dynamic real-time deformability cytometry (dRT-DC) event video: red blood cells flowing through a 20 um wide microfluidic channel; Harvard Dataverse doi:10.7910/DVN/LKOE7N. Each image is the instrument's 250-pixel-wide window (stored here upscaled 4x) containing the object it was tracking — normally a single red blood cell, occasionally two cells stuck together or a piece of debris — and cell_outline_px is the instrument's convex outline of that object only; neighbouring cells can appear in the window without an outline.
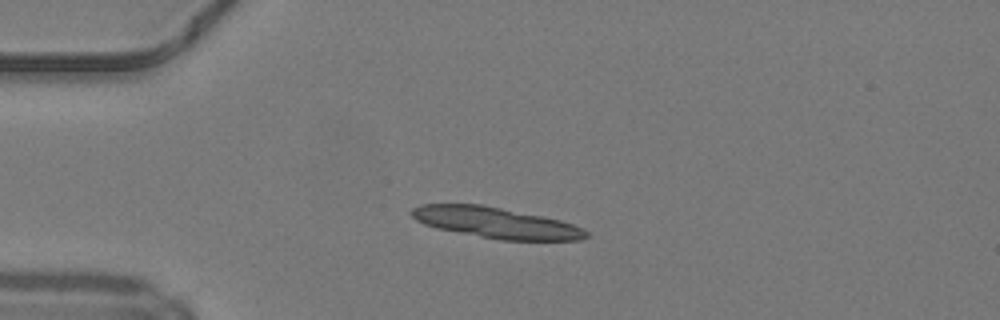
{"species": "common noctule bat (a hibernating species)", "species_latin": "Nyctalus noctula", "temperature_condition": "warm", "stored_images_in_passage": 29, "segment_of_instrument_passage": [1, 2], "camera_frame_rate_fps": 3000, "um_per_image_px": 0.085, "animal": {"sex": "male", "body_mass_g": 19.2, "forearm_length_mm": 51.8}, "frame": {"image": 1, "passage_image": 1, "time_ms": 0.0, "image_size_px": [1000, 320], "cell_outline_px": [[588, 236], [580, 240], [500, 240], [436, 228], [424, 224], [416, 220], [412, 216], [412, 208], [420, 204], [480, 204], [560, 220], [584, 228], [588, 232]], "centroid_in_image_um": [42.15, 18.93], "position_along_channel_um": 42.9, "area_um2": 31.04}}